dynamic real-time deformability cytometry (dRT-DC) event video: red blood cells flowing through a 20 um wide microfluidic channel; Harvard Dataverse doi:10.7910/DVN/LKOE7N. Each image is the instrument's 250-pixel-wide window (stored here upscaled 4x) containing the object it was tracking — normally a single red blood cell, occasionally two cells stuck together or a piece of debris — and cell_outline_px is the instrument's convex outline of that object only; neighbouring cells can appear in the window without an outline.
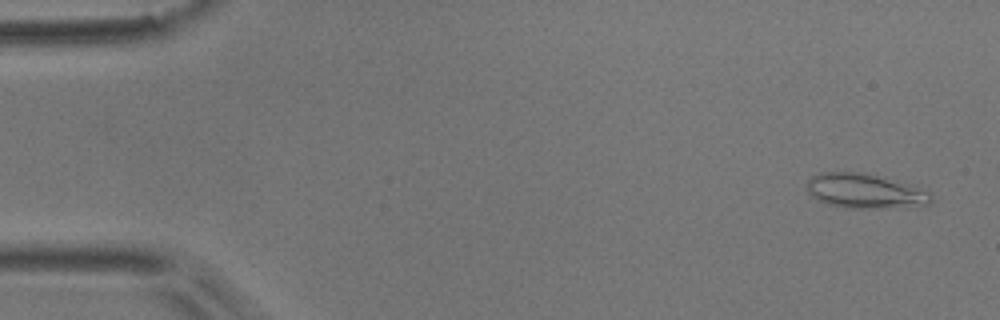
{"species": "common noctule bat (a hibernating species)", "species_latin": "Nyctalus noctula", "temperature_condition": "room temperature", "stored_images_in_passage": 5, "camera_frame_rate_fps": 3000, "um_per_image_px": 0.085, "animal": {"sex": "male", "body_mass_g": 17.9}, "frame": {"image": 1, "passage_image": 1, "time_ms": 0.0, "image_size_px": [1000, 320], "cell_outline_px": [[932, 200], [928, 204], [888, 208], [844, 208], [828, 204], [816, 200], [808, 192], [808, 180], [812, 176], [820, 172], [860, 172], [876, 176], [932, 192]], "centroid_in_image_um": [73.47, 16.25], "position_along_channel_um": 11.5, "area_um2": 24.68}}